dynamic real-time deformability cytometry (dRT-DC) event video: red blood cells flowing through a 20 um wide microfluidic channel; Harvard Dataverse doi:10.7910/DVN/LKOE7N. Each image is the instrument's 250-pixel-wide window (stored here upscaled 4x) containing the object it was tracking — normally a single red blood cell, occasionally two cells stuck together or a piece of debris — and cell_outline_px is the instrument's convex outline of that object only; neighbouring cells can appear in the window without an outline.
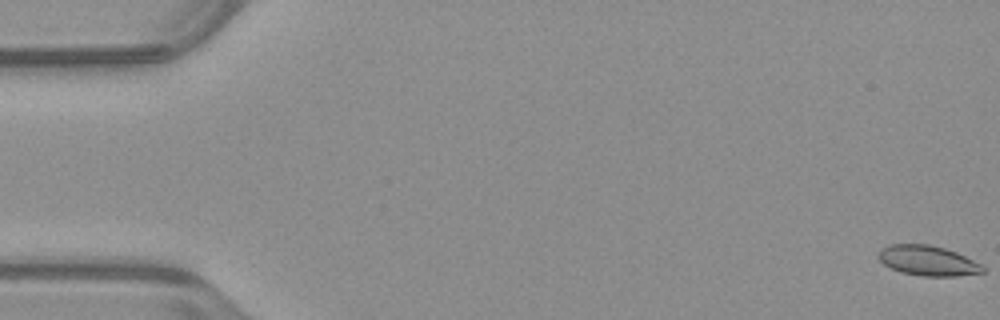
{"species": "common noctule bat (a hibernating species)", "species_latin": "Nyctalus noctula", "temperature_condition": "warm", "stored_images_in_passage": 54, "camera_frame_rate_fps": 3000, "um_per_image_px": 0.085, "animal": {"sex": "male", "body_mass_g": 23.1, "forearm_length_mm": 52.7}, "frame": {"image": 1, "passage_image": 1, "time_ms": 0.0, "image_size_px": [1000, 320], "cell_outline_px": [[984, 272], [956, 276], [920, 276], [900, 272], [884, 264], [880, 260], [880, 248], [888, 244], [928, 244], [944, 248], [956, 252], [980, 264], [984, 268]], "centroid_in_image_um": [78.84, 22.15], "position_along_channel_um": 6.2, "area_um2": 18.09}}
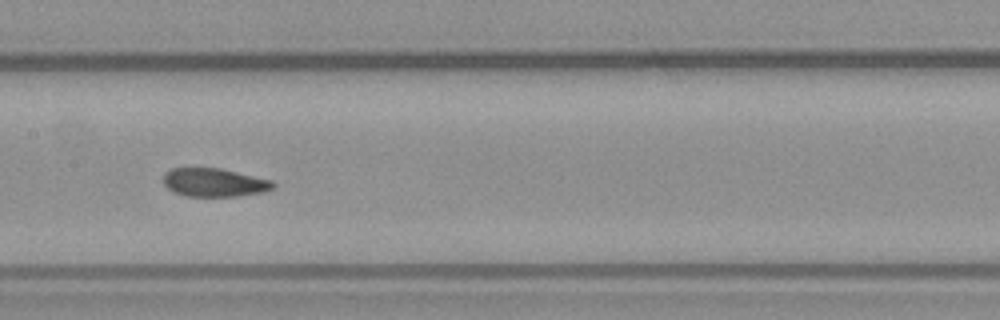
{"frame": {"image": 2, "passage_image": 27, "time_ms": 8.667, "image_size_px": [1000, 320], "cell_outline_px": [[276, 188], [260, 192], [236, 196], [188, 196], [176, 192], [168, 188], [164, 184], [164, 172], [172, 168], [220, 168], [272, 180], [276, 184]], "centroid_in_image_um": [18.23, 15.5], "position_along_channel_um": 189.2, "area_um2": 18.03}}
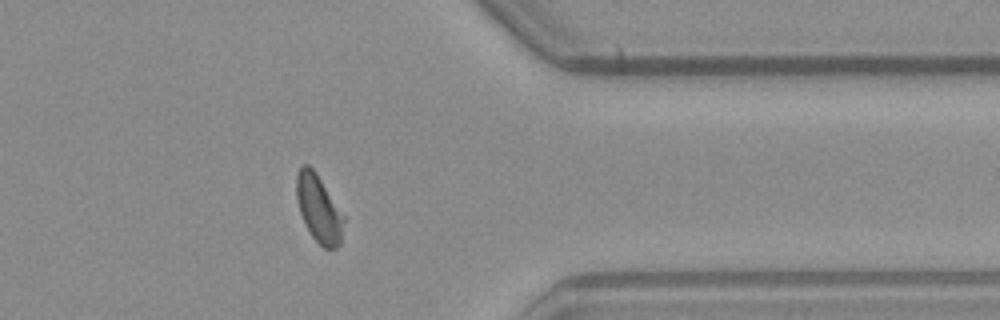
{"frame": {"image": 3, "passage_image": 43, "time_ms": 14.0, "image_size_px": [1000, 320], "cell_outline_px": [[344, 220], [340, 244], [336, 248], [324, 248], [312, 236], [300, 212], [296, 196], [296, 176], [300, 168], [304, 164], [308, 164], [316, 172], [344, 216]], "centroid_in_image_um": [27.09, 17.72], "position_along_channel_um": 384.3, "area_um2": 18.15}, "authors_computed_cell_mechanics": {"area_um2": 18.6116, "velocity_mm_per_s": 3.9385, "shape_relaxation_time_tau1_ms": 4.3252, "shape_relaxation_time_tau2_ms": 1.6139, "deformation_change_tau1": 0.1615, "deformation_change_tau2": 0.0762}}